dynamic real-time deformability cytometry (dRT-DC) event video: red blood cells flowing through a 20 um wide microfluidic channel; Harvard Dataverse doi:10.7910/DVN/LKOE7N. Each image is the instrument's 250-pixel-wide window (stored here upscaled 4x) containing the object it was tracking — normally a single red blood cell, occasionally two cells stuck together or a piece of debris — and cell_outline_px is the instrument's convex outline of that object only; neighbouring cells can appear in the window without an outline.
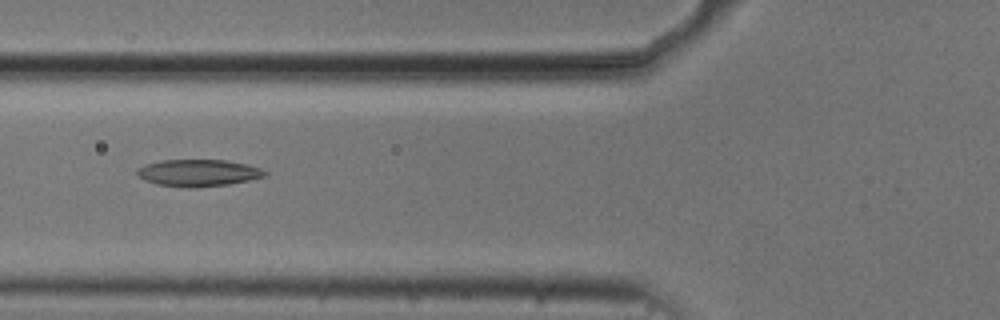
{"species": "common noctule bat (a hibernating species)", "species_latin": "Nyctalus noctula", "temperature_condition": "cold", "stored_images_in_passage": 38, "camera_frame_rate_fps": 3000, "um_per_image_px": 0.085, "animal": {"sex": "male", "body_mass_g": 20.5, "forearm_length_mm": 52.5}, "frame": {"image": 1, "passage_image": 5, "time_ms": 1.333, "image_size_px": [1000, 320], "cell_outline_px": [[268, 176], [228, 184], [192, 188], [188, 188], [156, 184], [144, 180], [136, 176], [136, 168], [160, 160], [228, 160], [260, 168], [268, 172]], "centroid_in_image_um": [16.83, 14.7], "position_along_channel_um": 109.0, "area_um2": 20.11}}
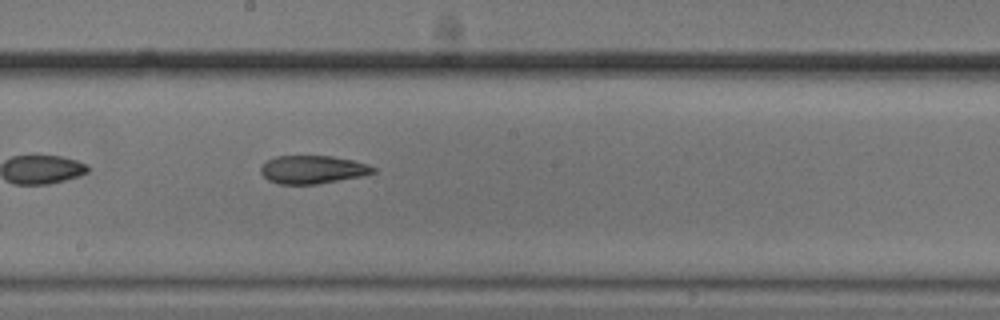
{"frame": {"image": 2, "passage_image": 14, "time_ms": 4.333, "image_size_px": [1000, 320], "cell_outline_px": [[376, 172], [364, 176], [316, 184], [280, 184], [268, 180], [260, 172], [260, 168], [268, 160], [276, 156], [332, 156], [352, 160], [368, 164], [376, 168]], "centroid_in_image_um": [26.61, 14.41], "position_along_channel_um": 221.6, "area_um2": 18.44}}
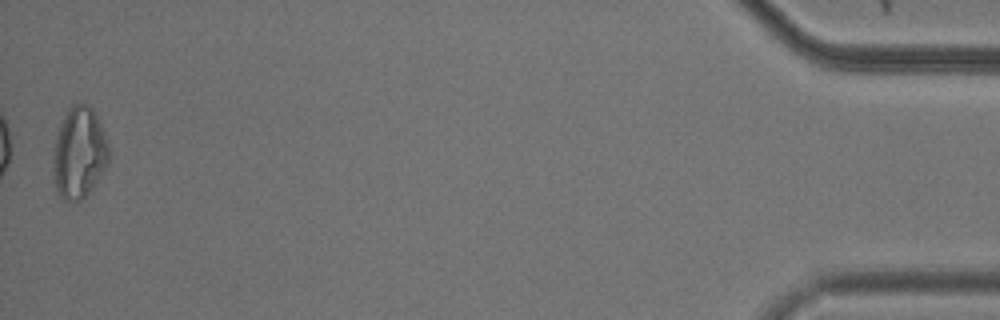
{"frame": {"image": 3, "passage_image": 38, "time_ms": 12.333, "image_size_px": [1000, 320], "cell_outline_px": [[108, 160], [104, 168], [92, 188], [80, 200], [64, 200], [56, 192], [52, 168], [52, 148], [60, 124], [68, 108], [72, 104], [88, 104], [92, 108], [100, 124], [108, 144]], "centroid_in_image_um": [6.67, 12.98], "position_along_channel_um": 428.5, "area_um2": 29.48}, "authors_computed_cell_mechanics": {"area_um2": 19.3052, "velocity_mm_per_s": 3.7374, "shape_relaxation_time_tau1_ms": 10.2114, "shape_relaxation_time_tau2_ms": 3.0854, "deformation_change_tau1": 0.2336, "deformation_change_tau2": 0.1098}}